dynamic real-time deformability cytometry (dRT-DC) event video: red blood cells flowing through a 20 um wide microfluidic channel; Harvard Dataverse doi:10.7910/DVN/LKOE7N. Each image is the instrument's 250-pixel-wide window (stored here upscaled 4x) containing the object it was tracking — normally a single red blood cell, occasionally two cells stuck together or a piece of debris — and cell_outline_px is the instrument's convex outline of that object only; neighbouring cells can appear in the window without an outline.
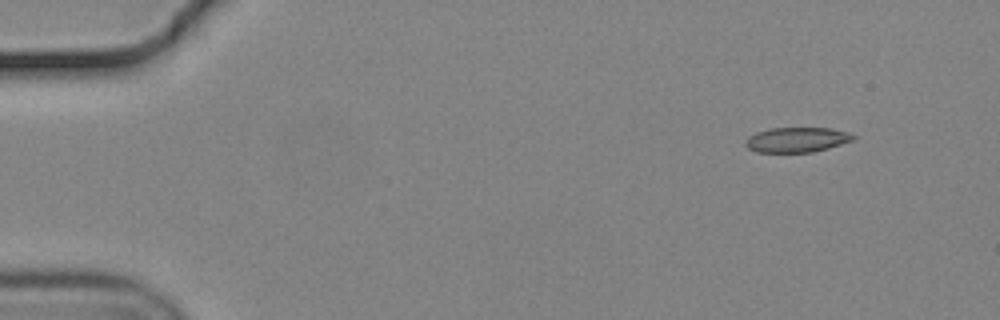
{"species": "common noctule bat (a hibernating species)", "species_latin": "Nyctalus noctula", "temperature_condition": "cold", "stored_images_in_passage": 51, "camera_frame_rate_fps": 3000, "um_per_image_px": 0.085, "animal": {"sex": "male", "body_mass_g": 19.2, "forearm_length_mm": 51.8}, "frame": {"image": 1, "passage_image": 1, "time_ms": 0.0, "image_size_px": [1000, 320], "cell_outline_px": [[856, 136], [852, 140], [828, 148], [812, 152], [756, 152], [748, 148], [744, 144], [744, 140], [748, 136], [756, 132], [768, 128], [832, 128], [848, 132]], "centroid_in_image_um": [67.68, 11.87], "position_along_channel_um": 17.3, "area_um2": 15.72}}
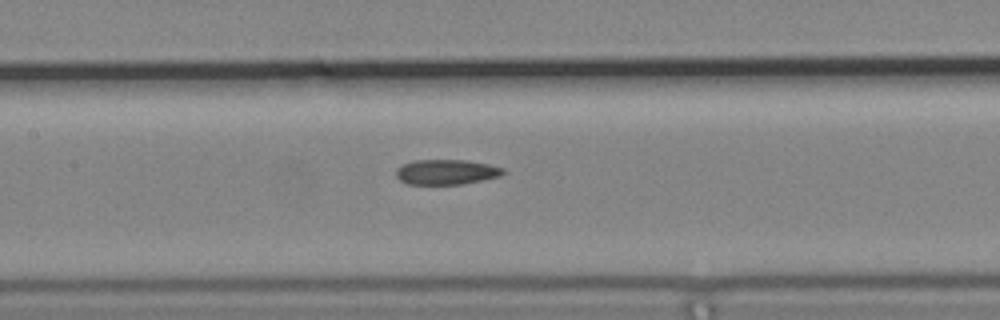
{"frame": {"image": 2, "passage_image": 22, "time_ms": 7.0, "image_size_px": [1000, 320], "cell_outline_px": [[508, 172], [500, 176], [460, 184], [408, 184], [400, 180], [396, 176], [396, 168], [404, 164], [416, 160], [464, 160], [488, 164], [504, 168]], "centroid_in_image_um": [37.95, 14.62], "position_along_channel_um": 169.4, "area_um2": 15.55}}
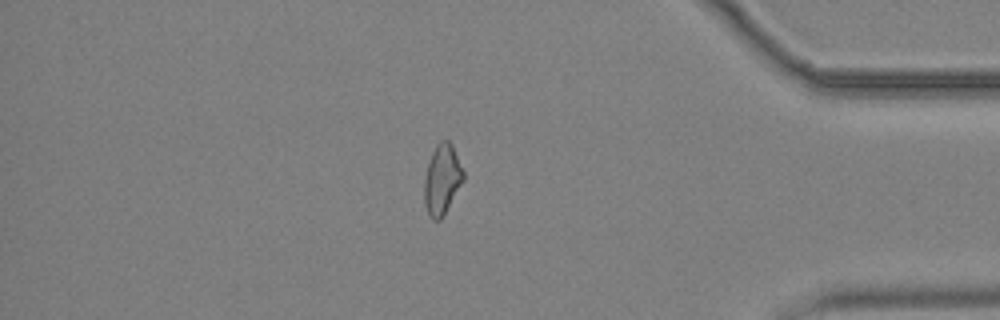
{"frame": {"image": 3, "passage_image": 43, "time_ms": 14.0, "image_size_px": [1000, 320], "cell_outline_px": [[464, 180], [440, 220], [432, 220], [428, 216], [424, 204], [424, 176], [432, 152], [436, 144], [440, 140], [448, 140], [452, 144], [464, 172]], "centroid_in_image_um": [37.56, 15.25], "position_along_channel_um": 397.6, "area_um2": 16.01}, "authors_computed_cell_mechanics": {"area_um2": 16.2996, "velocity_mm_per_s": 3.7085, "shape_relaxation_time_tau1_ms": null, "shape_relaxation_time_tau2_ms": 9.6495, "deformation_change_tau1": null, "deformation_change_tau2": 0.1768}}